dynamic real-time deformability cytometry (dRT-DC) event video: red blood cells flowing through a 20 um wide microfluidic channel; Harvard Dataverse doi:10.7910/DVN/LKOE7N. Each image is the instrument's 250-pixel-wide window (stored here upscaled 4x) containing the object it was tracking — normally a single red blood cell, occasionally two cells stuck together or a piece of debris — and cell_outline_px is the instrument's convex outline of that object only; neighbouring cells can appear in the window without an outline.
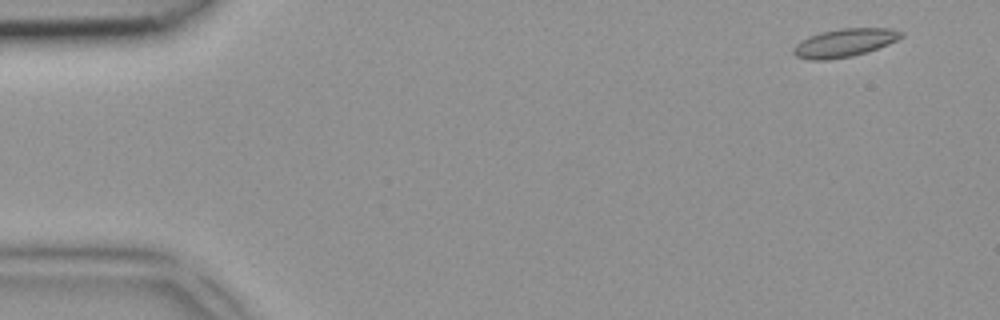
{"species": "common noctule bat (a hibernating species)", "species_latin": "Nyctalus noctula", "temperature_condition": "room temperature", "stored_images_in_passage": 3, "camera_frame_rate_fps": 3000, "um_per_image_px": 0.085, "animal": {"sex": "female", "body_mass_g": 18.4}, "frame": {"image": 1, "passage_image": 1, "time_ms": 0.0, "image_size_px": [1000, 320], "cell_outline_px": [[904, 36], [888, 44], [852, 56], [828, 60], [808, 60], [796, 56], [792, 52], [792, 48], [800, 40], [808, 36], [820, 32], [840, 28], [888, 28], [904, 32]], "centroid_in_image_um": [71.73, 3.63], "position_along_channel_um": 13.3, "area_um2": 17.74}}